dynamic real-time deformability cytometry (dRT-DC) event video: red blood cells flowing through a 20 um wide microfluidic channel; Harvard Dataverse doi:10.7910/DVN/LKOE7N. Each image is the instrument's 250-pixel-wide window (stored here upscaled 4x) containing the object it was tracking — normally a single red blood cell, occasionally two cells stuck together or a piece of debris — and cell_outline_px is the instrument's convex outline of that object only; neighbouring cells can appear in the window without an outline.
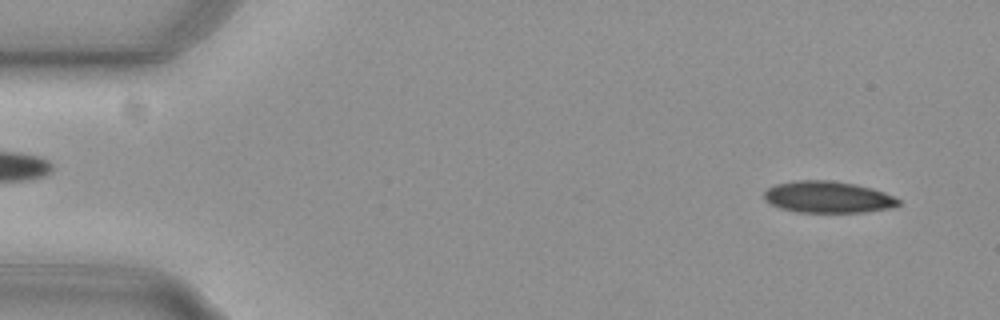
{"species": "common noctule bat (a hibernating species)", "species_latin": "Nyctalus noctula", "temperature_condition": "cold", "stored_images_in_passage": 53, "camera_frame_rate_fps": 3000, "um_per_image_px": 0.085, "animal": {"sex": "female", "body_mass_g": 29.2, "forearm_length_mm": 56.3}, "frame": {"image": 1, "passage_image": 3, "time_ms": 0.667, "image_size_px": [1000, 320], "cell_outline_px": [[900, 204], [888, 208], [864, 212], [796, 212], [780, 208], [764, 200], [764, 192], [768, 188], [776, 184], [796, 180], [832, 180], [856, 184], [872, 188], [884, 192], [900, 200]], "centroid_in_image_um": [70.35, 16.74], "position_along_channel_um": 14.7, "area_um2": 24.74}}
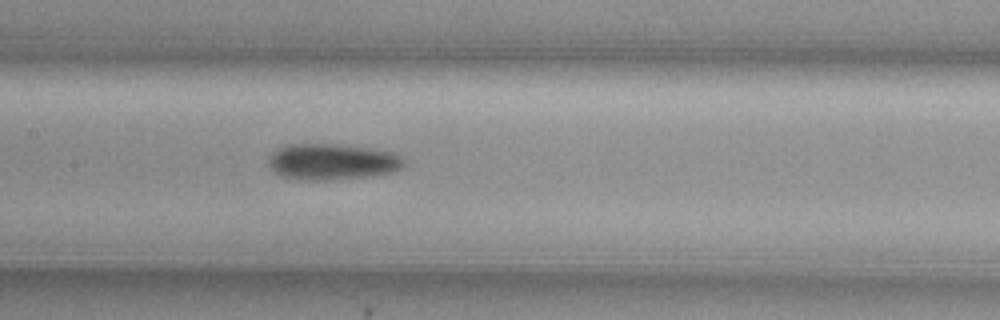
{"frame": {"image": 2, "passage_image": 25, "time_ms": 8.0, "image_size_px": [1000, 320], "cell_outline_px": [[404, 168], [396, 172], [368, 176], [328, 180], [300, 180], [280, 176], [268, 164], [268, 156], [280, 148], [292, 144], [340, 144], [372, 148], [396, 152], [404, 160]], "centroid_in_image_um": [28.29, 13.75], "position_along_channel_um": 179.1, "area_um2": 28.78}}
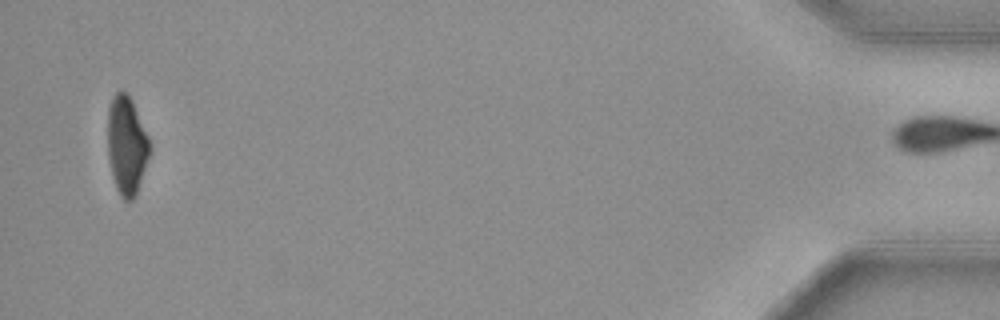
{"frame": {"image": 3, "passage_image": 52, "time_ms": 17.0, "image_size_px": [1000, 320], "cell_outline_px": [[152, 148], [136, 196], [132, 200], [124, 200], [120, 196], [116, 188], [112, 176], [108, 156], [108, 108], [112, 96], [120, 88], [128, 92], [132, 100], [152, 144]], "centroid_in_image_um": [10.78, 12.33], "position_along_channel_um": 424.4, "area_um2": 24.62}, "authors_computed_cell_mechanics": {"area_um2": 27.166, "velocity_mm_per_s": 3.7509, "shape_relaxation_time_tau1_ms": 4.3496, "shape_relaxation_time_tau2_ms": null, "deformation_change_tau1": 0.1263, "deformation_change_tau2": null}}